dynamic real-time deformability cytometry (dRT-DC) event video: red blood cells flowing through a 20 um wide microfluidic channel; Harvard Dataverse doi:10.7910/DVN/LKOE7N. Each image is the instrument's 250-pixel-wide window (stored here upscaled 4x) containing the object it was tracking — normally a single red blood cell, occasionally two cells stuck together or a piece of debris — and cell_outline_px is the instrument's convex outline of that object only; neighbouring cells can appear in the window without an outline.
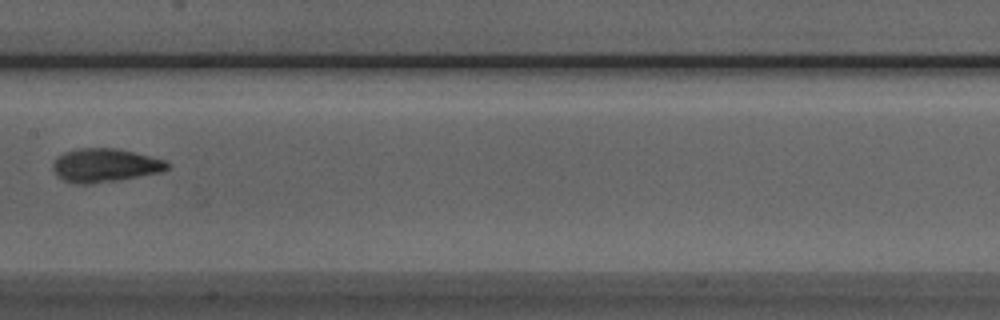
{"species": "Egyptian fruit bat (a non-hibernating species)", "species_latin": "Rousettus aegyptiacus", "temperature_condition": "room temperature", "stored_images_in_passage": 8, "camera_frame_rate_fps": 3000, "um_per_image_px": 0.085, "animal": {"sex": "male"}, "frame": {"image": 1, "passage_image": 8, "time_ms": 9.0, "image_size_px": [1000, 320], "cell_outline_px": [[172, 164], [168, 168], [160, 172], [120, 180], [92, 184], [76, 184], [64, 180], [56, 176], [52, 172], [52, 164], [56, 156], [64, 152], [76, 148], [116, 148], [164, 160]], "centroid_in_image_um": [8.86, 14.06], "position_along_channel_um": 198.5, "area_um2": 22.6}}